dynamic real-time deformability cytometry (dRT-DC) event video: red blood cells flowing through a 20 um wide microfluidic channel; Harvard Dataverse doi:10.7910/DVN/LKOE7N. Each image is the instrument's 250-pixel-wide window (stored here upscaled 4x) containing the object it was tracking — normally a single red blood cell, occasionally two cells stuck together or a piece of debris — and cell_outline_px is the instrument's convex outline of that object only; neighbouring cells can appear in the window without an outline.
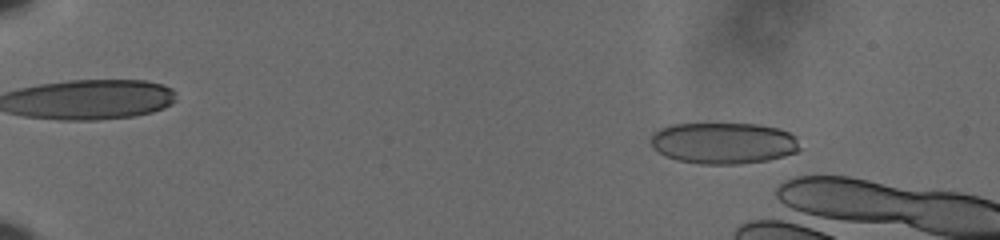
{"species": "human", "species_latin": "Homo sapiens", "temperature_condition": "cold", "stored_images_in_passage": 20, "camera_frame_rate_fps": 3000, "um_per_image_px": 0.085, "donor": {"sex": "male"}, "frame": {"image": 1, "passage_image": 9, "time_ms": 2.667, "image_size_px": [1000, 240], "cell_outline_px": [[800, 148], [796, 152], [784, 156], [768, 160], [740, 164], [700, 164], [676, 160], [660, 152], [652, 144], [652, 136], [660, 128], [672, 124], [760, 124], [780, 128], [796, 136]], "centroid_in_image_um": [61.55, 12.16], "position_along_channel_um": 23.4, "area_um2": 35.84}}